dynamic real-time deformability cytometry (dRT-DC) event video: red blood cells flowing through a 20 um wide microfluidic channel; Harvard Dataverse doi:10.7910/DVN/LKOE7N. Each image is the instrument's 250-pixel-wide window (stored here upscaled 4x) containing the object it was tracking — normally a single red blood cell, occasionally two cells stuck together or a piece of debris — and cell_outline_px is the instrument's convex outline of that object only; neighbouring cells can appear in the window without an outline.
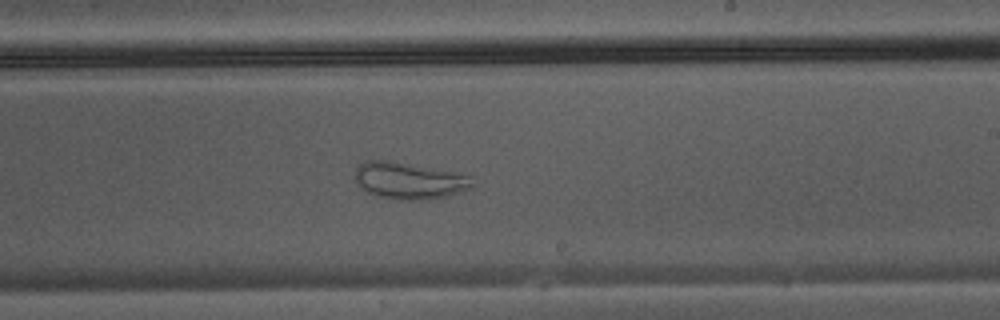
{"species": "Egyptian fruit bat (a non-hibernating species)", "species_latin": "Rousettus aegyptiacus", "temperature_condition": "warm", "stored_images_in_passage": 43, "camera_frame_rate_fps": 3000, "um_per_image_px": 0.085, "animal": {"sex": "male"}, "frame": {"image": 1, "passage_image": 25, "time_ms": 8.0, "image_size_px": [1000, 320], "cell_outline_px": [[472, 188], [448, 196], [428, 200], [396, 200], [380, 196], [368, 192], [356, 180], [356, 168], [360, 164], [368, 160], [388, 160], [452, 172], [472, 176]], "centroid_in_image_um": [34.81, 15.37], "position_along_channel_um": 254.2, "area_um2": 24.8}}